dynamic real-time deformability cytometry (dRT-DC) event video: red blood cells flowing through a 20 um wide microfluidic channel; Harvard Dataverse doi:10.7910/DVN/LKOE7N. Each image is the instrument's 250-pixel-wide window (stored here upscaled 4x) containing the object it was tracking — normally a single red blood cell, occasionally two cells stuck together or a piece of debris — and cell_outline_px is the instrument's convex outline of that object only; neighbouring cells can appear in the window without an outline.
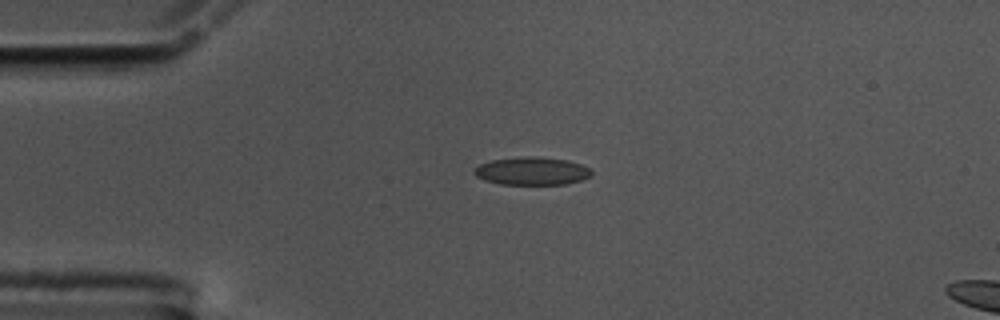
{"species": "common noctule bat (a hibernating species)", "species_latin": "Nyctalus noctula", "temperature_condition": "cold", "stored_images_in_passage": 44, "camera_frame_rate_fps": 3000, "um_per_image_px": 0.085, "animal": {"sex": "male", "body_mass_g": 17.5, "forearm_length_mm": 52.3}, "frame": {"image": 1, "passage_image": 1, "time_ms": 0.0, "image_size_px": [1000, 320], "cell_outline_px": [[592, 176], [580, 180], [564, 184], [500, 184], [484, 180], [476, 176], [472, 172], [480, 164], [492, 160], [528, 156], [532, 156], [568, 160], [580, 164], [588, 168], [592, 172]], "centroid_in_image_um": [45.2, 14.54], "position_along_channel_um": 39.8, "area_um2": 18.9}}
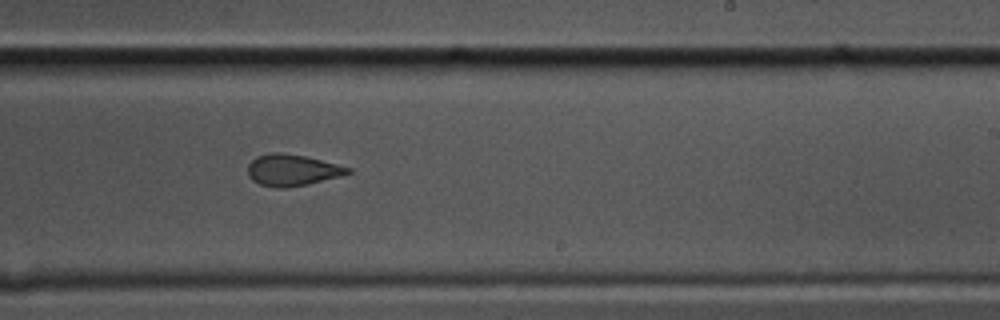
{"frame": {"image": 2, "passage_image": 22, "time_ms": 7.0, "image_size_px": [1000, 320], "cell_outline_px": [[352, 172], [340, 176], [308, 184], [284, 188], [276, 188], [260, 184], [252, 180], [248, 176], [248, 164], [256, 156], [272, 152], [280, 152], [304, 156], [352, 168]], "centroid_in_image_um": [24.81, 14.46], "position_along_channel_um": 264.2, "area_um2": 18.26}}
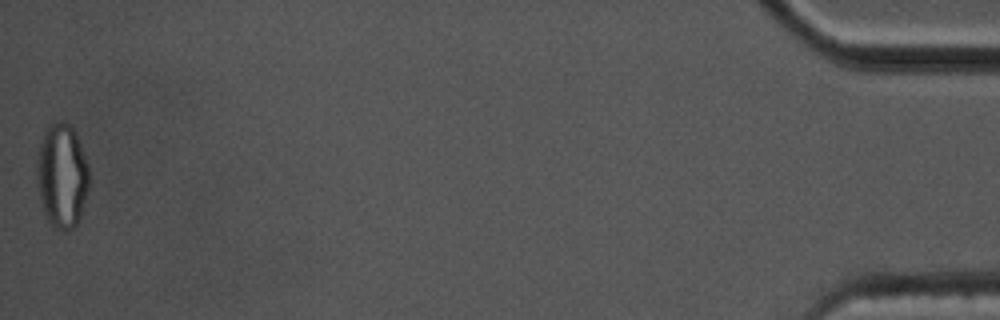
{"frame": {"image": 3, "passage_image": 44, "time_ms": 14.333, "image_size_px": [1000, 320], "cell_outline_px": [[88, 188], [80, 216], [76, 224], [68, 232], [64, 232], [52, 228], [44, 216], [40, 200], [36, 180], [36, 164], [40, 144], [44, 132], [48, 124], [68, 124], [76, 132], [88, 164]], "centroid_in_image_um": [5.24, 15.01], "position_along_channel_um": 430.0, "area_um2": 31.91}, "authors_computed_cell_mechanics": {"area_um2": 19.1318, "velocity_mm_per_s": 3.5712, "shape_relaxation_time_tau1_ms": null, "shape_relaxation_time_tau2_ms": 1.0546, "deformation_change_tau1": null, "deformation_change_tau2": 0.0766}}